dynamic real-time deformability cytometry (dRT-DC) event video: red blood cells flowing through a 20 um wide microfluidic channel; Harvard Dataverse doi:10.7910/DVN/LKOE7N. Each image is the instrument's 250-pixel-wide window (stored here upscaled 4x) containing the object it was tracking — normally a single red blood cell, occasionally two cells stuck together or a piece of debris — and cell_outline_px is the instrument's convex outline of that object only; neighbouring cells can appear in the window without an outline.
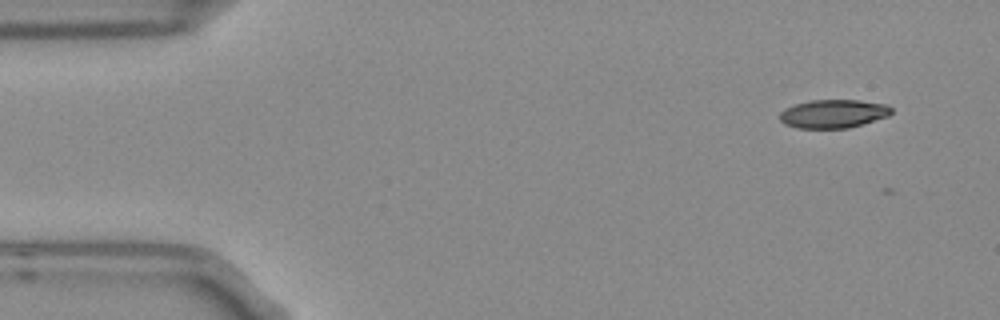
{"species": "Egyptian fruit bat (a non-hibernating species)", "species_latin": "Rousettus aegyptiacus", "temperature_condition": "room temperature", "stored_images_in_passage": 5, "camera_frame_rate_fps": 3000, "um_per_image_px": 0.085, "frame": {"image": 1, "passage_image": 2, "time_ms": 0.333, "image_size_px": [1000, 320], "cell_outline_px": [[892, 112], [888, 116], [848, 128], [796, 128], [784, 124], [780, 120], [780, 112], [784, 108], [808, 100], [860, 100], [888, 104], [892, 108]], "centroid_in_image_um": [70.82, 9.66], "position_along_channel_um": 14.2, "area_um2": 18.61}}